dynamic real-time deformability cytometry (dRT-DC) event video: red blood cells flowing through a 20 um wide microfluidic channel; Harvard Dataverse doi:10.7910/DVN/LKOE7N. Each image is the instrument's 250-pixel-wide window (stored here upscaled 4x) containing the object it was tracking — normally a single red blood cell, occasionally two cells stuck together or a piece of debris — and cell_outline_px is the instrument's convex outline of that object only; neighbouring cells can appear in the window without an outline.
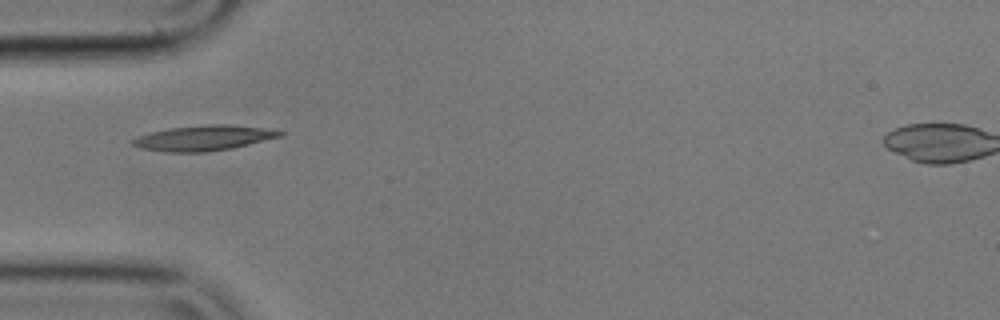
{"species": "common noctule bat (a hibernating species)", "species_latin": "Nyctalus noctula", "temperature_condition": "cold", "stored_images_in_passage": 33, "camera_frame_rate_fps": 3000, "um_per_image_px": 0.085, "animal": {"sex": "male", "body_mass_g": 17.9}, "frame": {"image": 1, "passage_image": 1, "time_ms": 0.0, "image_size_px": [1000, 320], "cell_outline_px": [[284, 132], [280, 136], [232, 148], [204, 152], [164, 152], [140, 148], [132, 144], [132, 140], [136, 136], [168, 128], [208, 124], [224, 124], [260, 128]], "centroid_in_image_um": [17.21, 11.73], "position_along_channel_um": 67.8, "area_um2": 21.27}}
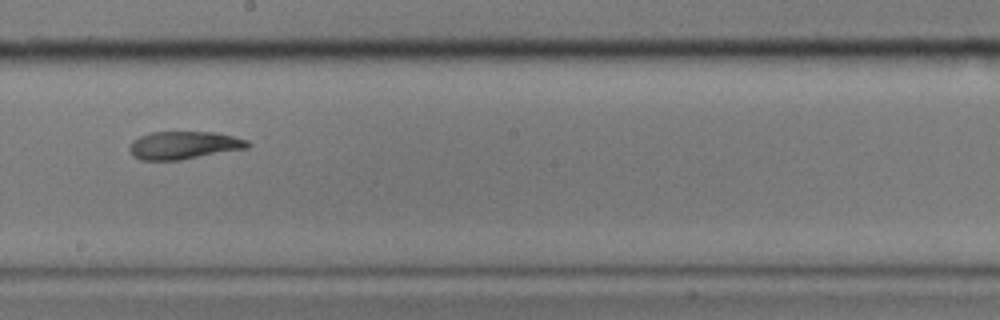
{"frame": {"image": 2, "passage_image": 15, "time_ms": 4.667, "image_size_px": [1000, 320], "cell_outline_px": [[252, 144], [248, 148], [180, 160], [140, 160], [132, 156], [128, 148], [132, 140], [140, 136], [152, 132], [216, 132], [248, 140]], "centroid_in_image_um": [15.61, 12.35], "position_along_channel_um": 232.6, "area_um2": 19.31}}
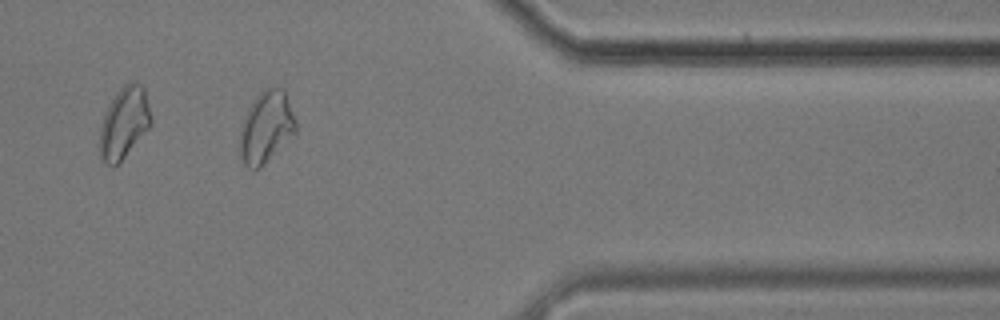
{"frame": {"image": 3, "passage_image": 30, "time_ms": 9.667, "image_size_px": [1000, 320], "cell_outline_px": [[296, 132], [256, 168], [248, 168], [244, 164], [240, 156], [240, 128], [248, 108], [256, 96], [264, 88], [272, 84], [280, 88], [284, 92], [296, 120]], "centroid_in_image_um": [22.6, 10.73], "position_along_channel_um": 388.8, "area_um2": 22.72}, "authors_computed_cell_mechanics": {"area_um2": 19.652, "velocity_mm_per_s": 3.5287, "shape_relaxation_time_tau1_ms": null, "shape_relaxation_time_tau2_ms": 4.2877, "deformation_change_tau1": null, "deformation_change_tau2": 0.1002}}